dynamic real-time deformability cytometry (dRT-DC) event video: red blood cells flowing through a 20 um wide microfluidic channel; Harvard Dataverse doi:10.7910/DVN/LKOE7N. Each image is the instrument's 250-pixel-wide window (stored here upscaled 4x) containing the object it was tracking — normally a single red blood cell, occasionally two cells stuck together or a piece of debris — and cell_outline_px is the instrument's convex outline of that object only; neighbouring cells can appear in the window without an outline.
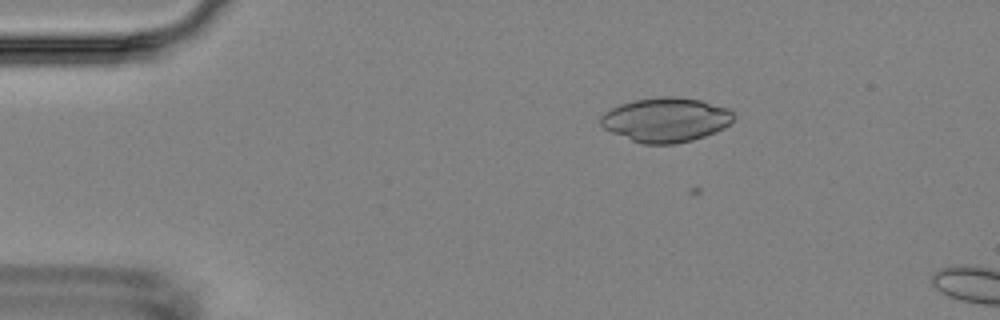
{"species": "Egyptian fruit bat (a non-hibernating species)", "species_latin": "Rousettus aegyptiacus", "temperature_condition": "room temperature", "stored_images_in_passage": 6, "camera_frame_rate_fps": 3000, "um_per_image_px": 0.085, "animal": {"sex": "female"}, "frame": {"image": 1, "passage_image": 4, "time_ms": 3.333, "image_size_px": [1000, 320], "cell_outline_px": [[736, 116], [724, 128], [716, 132], [692, 140], [676, 144], [640, 144], [612, 132], [604, 128], [600, 124], [600, 116], [604, 112], [620, 104], [636, 100], [664, 96], [676, 96], [700, 100], [728, 108]], "centroid_in_image_um": [56.6, 10.19], "position_along_channel_um": 28.4, "area_um2": 34.39}}